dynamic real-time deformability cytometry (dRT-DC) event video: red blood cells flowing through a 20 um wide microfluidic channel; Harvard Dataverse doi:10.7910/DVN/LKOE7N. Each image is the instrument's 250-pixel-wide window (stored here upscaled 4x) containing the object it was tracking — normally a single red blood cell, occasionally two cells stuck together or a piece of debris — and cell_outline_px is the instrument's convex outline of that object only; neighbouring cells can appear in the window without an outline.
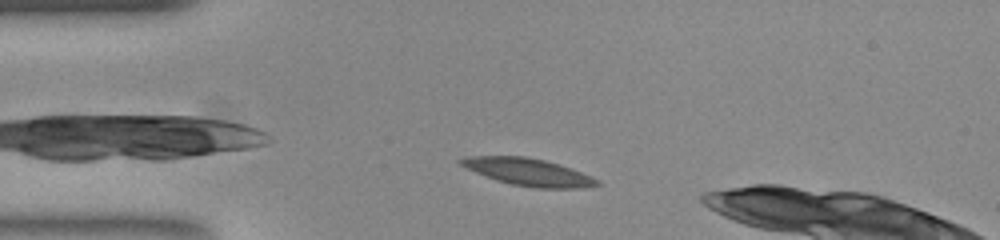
{"species": "common noctule bat (a hibernating species)", "species_latin": "Nyctalus noctula", "temperature_condition": "room temperature", "stored_images_in_passage": 35, "camera_frame_rate_fps": 3000, "um_per_image_px": 0.085, "animal": {"sex": "female", "body_mass_g": 23.0, "forearm_length_mm": 53.4}, "frame": {"image": 1, "passage_image": 1, "time_ms": 0.0, "image_size_px": [1000, 240], "cell_outline_px": [[600, 184], [584, 188], [536, 188], [512, 184], [496, 180], [476, 172], [460, 164], [456, 160], [468, 156], [528, 156], [544, 160], [572, 168], [592, 176], [600, 180]], "centroid_in_image_um": [44.94, 14.62], "position_along_channel_um": 40.1, "area_um2": 21.62}}
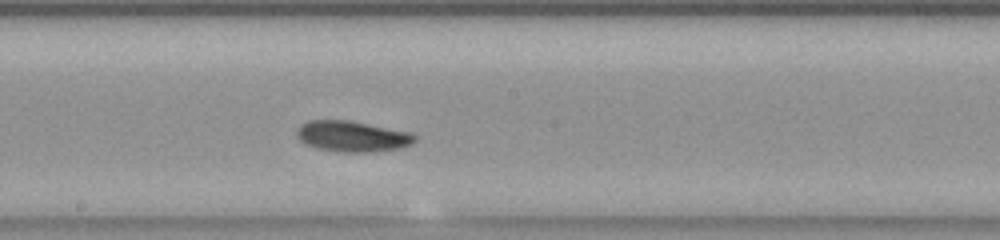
{"frame": {"image": 2, "passage_image": 17, "time_ms": 5.333, "image_size_px": [1000, 240], "cell_outline_px": [[416, 140], [412, 144], [400, 148], [368, 152], [344, 152], [316, 148], [304, 144], [296, 136], [296, 128], [300, 124], [308, 120], [348, 120], [412, 132], [416, 136]], "centroid_in_image_um": [29.92, 11.58], "position_along_channel_um": 218.3, "area_um2": 21.39}}
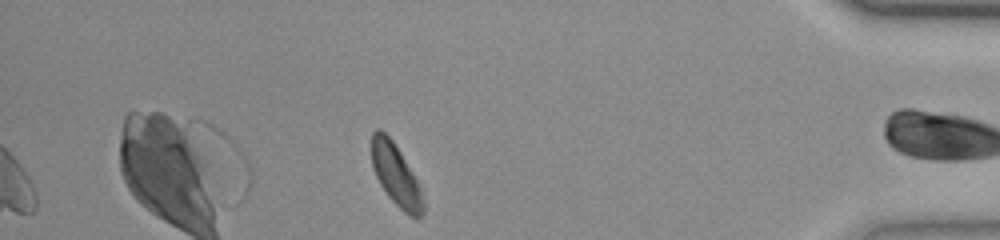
{"frame": {"image": 3, "passage_image": 35, "time_ms": 11.333, "image_size_px": [1000, 240], "cell_outline_px": [[424, 212], [420, 216], [408, 216], [388, 196], [380, 184], [372, 168], [372, 132], [376, 128], [380, 128], [392, 140], [400, 152], [416, 180], [420, 188], [424, 200]], "centroid_in_image_um": [33.63, 14.87], "position_along_channel_um": 401.6, "area_um2": 18.21}, "authors_computed_cell_mechanics": {"area_um2": 20.6924, "velocity_mm_per_s": 3.8146, "shape_relaxation_time_tau1_ms": 3.0252, "shape_relaxation_time_tau2_ms": null, "deformation_change_tau1": 0.089, "deformation_change_tau2": null}}